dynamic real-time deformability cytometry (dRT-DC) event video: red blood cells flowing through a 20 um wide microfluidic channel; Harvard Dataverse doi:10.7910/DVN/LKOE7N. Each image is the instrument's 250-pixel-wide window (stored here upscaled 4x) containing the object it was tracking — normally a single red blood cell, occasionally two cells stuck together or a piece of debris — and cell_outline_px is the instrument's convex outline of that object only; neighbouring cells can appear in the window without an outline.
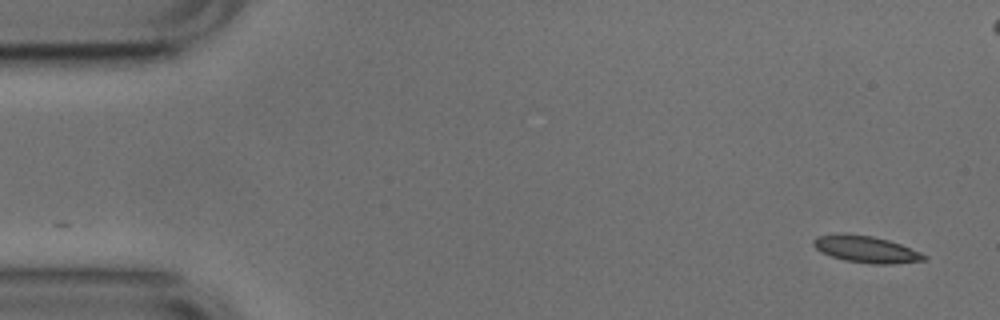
{"species": "common noctule bat (a hibernating species)", "species_latin": "Nyctalus noctula", "temperature_condition": "cold", "stored_images_in_passage": 52, "camera_frame_rate_fps": 3000, "um_per_image_px": 0.085, "animal": {"sex": "male", "body_mass_g": 17.9, "forearm_length_mm": 54.2}, "frame": {"image": 1, "passage_image": 1, "time_ms": 0.0, "image_size_px": [1000, 320], "cell_outline_px": [[928, 256], [924, 260], [892, 264], [872, 264], [844, 260], [820, 252], [812, 244], [812, 240], [816, 236], [840, 232], [844, 232], [872, 236], [888, 240], [900, 244], [920, 252]], "centroid_in_image_um": [73.56, 21.17], "position_along_channel_um": 11.4, "area_um2": 17.4}}
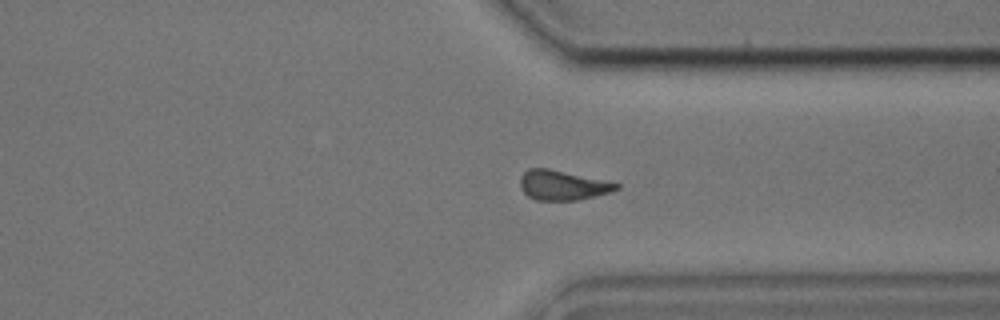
{"frame": {"image": 2, "passage_image": 38, "time_ms": 12.333, "image_size_px": [1000, 320], "cell_outline_px": [[620, 188], [608, 192], [576, 200], [536, 200], [528, 196], [524, 192], [520, 184], [520, 176], [528, 168], [548, 168], [608, 180], [620, 184]], "centroid_in_image_um": [47.81, 15.72], "position_along_channel_um": 363.6, "area_um2": 16.65}}
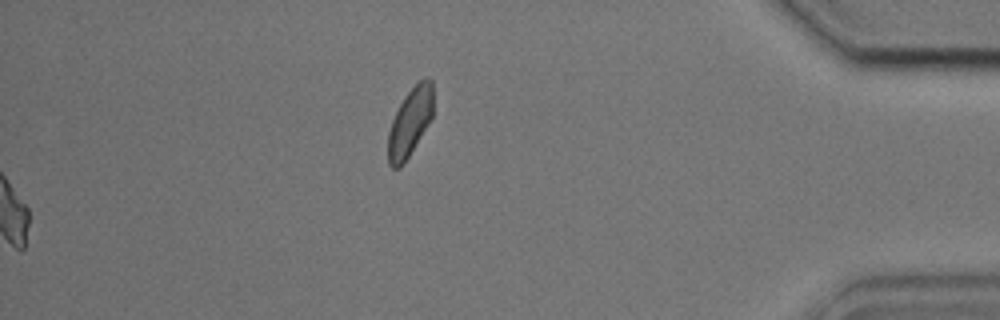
{"frame": {"image": 3, "passage_image": 52, "time_ms": 17.0, "image_size_px": [1000, 320], "cell_outline_px": [[432, 116], [428, 124], [404, 164], [400, 168], [392, 168], [388, 164], [388, 132], [392, 120], [404, 96], [424, 76], [428, 76], [432, 80]], "centroid_in_image_um": [34.84, 10.39], "position_along_channel_um": 400.4, "area_um2": 17.86}, "authors_computed_cell_mechanics": {"area_um2": 16.9354, "velocity_mm_per_s": 3.7739, "shape_relaxation_time_tau1_ms": 4.6142, "shape_relaxation_time_tau2_ms": 4.734, "deformation_change_tau1": 0.1222, "deformation_change_tau2": 0.1208}}